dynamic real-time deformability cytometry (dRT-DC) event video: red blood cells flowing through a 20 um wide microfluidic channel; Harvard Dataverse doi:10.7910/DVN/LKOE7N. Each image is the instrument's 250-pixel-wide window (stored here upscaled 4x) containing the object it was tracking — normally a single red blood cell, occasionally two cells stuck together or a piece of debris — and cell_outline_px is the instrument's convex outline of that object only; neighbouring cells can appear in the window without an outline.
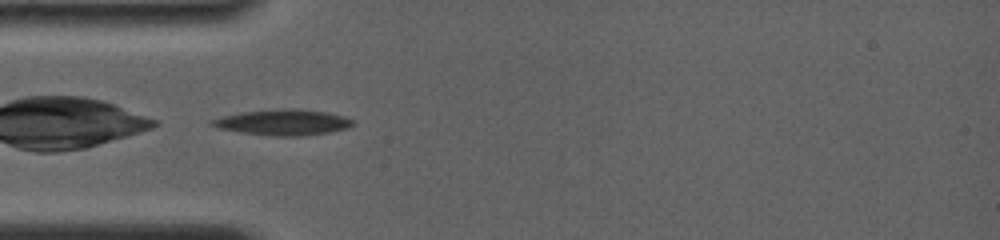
{"species": "common noctule bat (a hibernating species)", "species_latin": "Nyctalus noctula", "temperature_condition": "room temperature", "stored_images_in_passage": 4, "camera_frame_rate_fps": 4000, "um_per_image_px": 0.085, "animal": {"sex": "female", "body_mass_g": 19.0, "forearm_length_mm": 56.7}, "frame": {"image": 1, "passage_image": 3, "time_ms": 0.25, "image_size_px": [1000, 240], "cell_outline_px": [[356, 124], [348, 128], [328, 132], [300, 136], [276, 136], [240, 132], [220, 128], [208, 124], [208, 120], [224, 116], [244, 112], [292, 108], [296, 108], [328, 112], [344, 116], [352, 120]], "centroid_in_image_um": [24.09, 10.4], "position_along_channel_um": 60.9, "area_um2": 20.98}}